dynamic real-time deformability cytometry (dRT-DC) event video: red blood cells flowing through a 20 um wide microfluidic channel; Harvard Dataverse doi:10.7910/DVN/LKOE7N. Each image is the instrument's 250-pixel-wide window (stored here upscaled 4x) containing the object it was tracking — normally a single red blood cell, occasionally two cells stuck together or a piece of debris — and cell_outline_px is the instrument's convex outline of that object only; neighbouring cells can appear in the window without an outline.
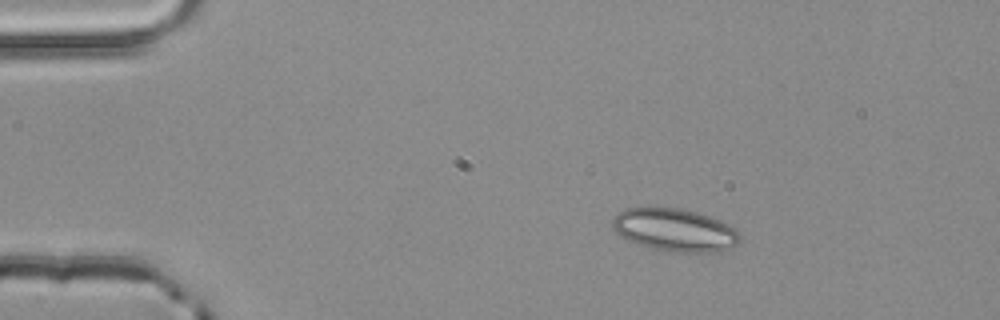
{"species": "common noctule bat (a hibernating species)", "species_latin": "Nyctalus noctula", "temperature_condition": "room temperature", "stored_images_in_passage": 2, "camera_frame_rate_fps": 3000, "um_per_image_px": 0.085, "animal": {"sex": "male", "body_mass_g": 20.4}, "frame": {"image": 1, "passage_image": 1, "time_ms": 0.0, "image_size_px": [1000, 320], "cell_outline_px": [[740, 240], [736, 244], [720, 252], [676, 252], [652, 248], [628, 240], [620, 236], [612, 228], [612, 220], [624, 208], [680, 208], [712, 216], [732, 224], [736, 228], [740, 236]], "centroid_in_image_um": [57.41, 19.54], "position_along_channel_um": 27.6, "area_um2": 31.85}}